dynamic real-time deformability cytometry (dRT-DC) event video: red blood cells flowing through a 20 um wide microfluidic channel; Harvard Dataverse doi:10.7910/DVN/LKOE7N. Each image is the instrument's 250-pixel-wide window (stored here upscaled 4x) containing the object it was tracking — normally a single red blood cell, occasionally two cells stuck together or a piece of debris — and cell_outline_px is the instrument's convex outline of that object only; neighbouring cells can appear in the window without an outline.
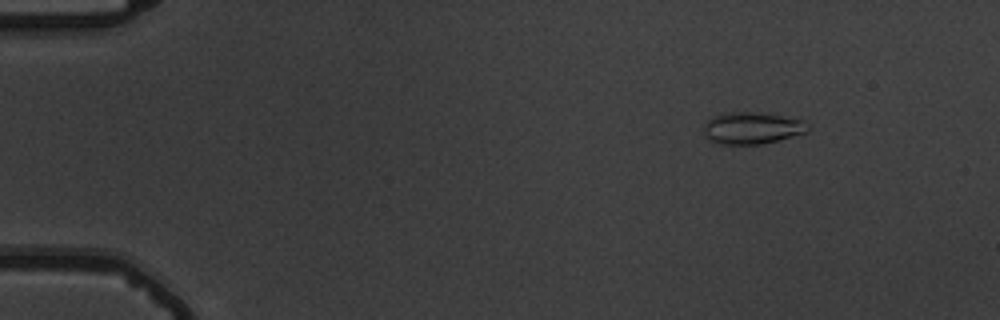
{"species": "common noctule bat (a hibernating species)", "species_latin": "Nyctalus noctula", "temperature_condition": "warm", "stored_images_in_passage": 49, "camera_frame_rate_fps": 3000, "um_per_image_px": 0.085, "animal": {"sex": "male", "body_mass_g": 19.5, "forearm_length_mm": 54.6}, "frame": {"image": 1, "passage_image": 1, "time_ms": 0.0, "image_size_px": [1000, 320], "cell_outline_px": [[812, 128], [808, 132], [760, 144], [720, 144], [708, 140], [704, 136], [704, 124], [712, 116], [732, 112], [752, 112], [780, 116], [804, 120]], "centroid_in_image_um": [63.91, 10.89], "position_along_channel_um": 21.1, "area_um2": 19.25}}
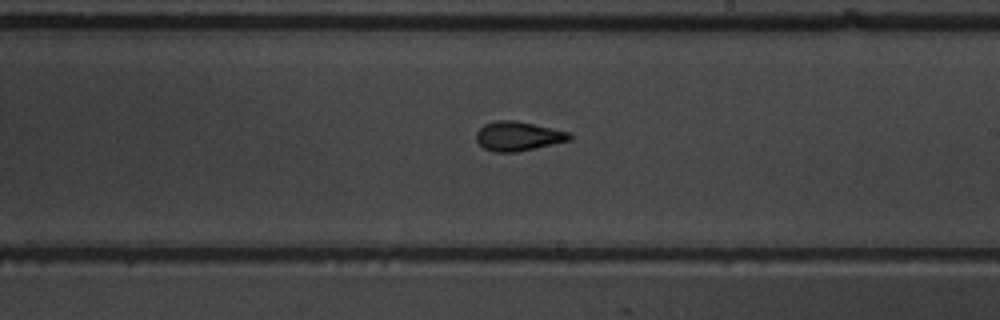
{"frame": {"image": 2, "passage_image": 27, "time_ms": 8.667, "image_size_px": [1000, 320], "cell_outline_px": [[572, 140], [536, 148], [516, 152], [492, 152], [484, 148], [476, 140], [476, 132], [484, 124], [496, 120], [516, 120], [568, 132], [572, 136]], "centroid_in_image_um": [44.02, 11.58], "position_along_channel_um": 245.0, "area_um2": 15.95}}
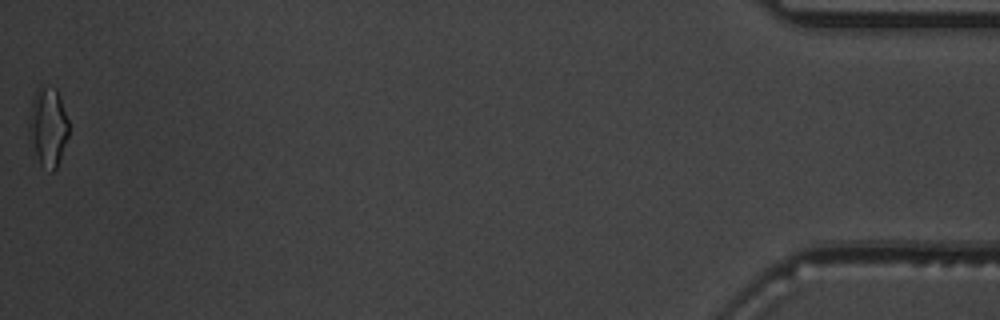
{"frame": {"image": 3, "passage_image": 49, "time_ms": 16.0, "image_size_px": [1000, 320], "cell_outline_px": [[68, 136], [56, 168], [52, 172], [40, 164], [28, 136], [28, 120], [32, 100], [36, 88], [40, 84], [56, 88], [60, 96], [68, 120]], "centroid_in_image_um": [4.06, 10.72], "position_along_channel_um": 431.1, "area_um2": 18.44}, "authors_computed_cell_mechanics": {"area_um2": 16.1262, "velocity_mm_per_s": 3.743, "shape_relaxation_time_tau1_ms": 4.8709, "shape_relaxation_time_tau2_ms": 1.6158, "deformation_change_tau1": 0.1545, "deformation_change_tau2": 0.0768}}